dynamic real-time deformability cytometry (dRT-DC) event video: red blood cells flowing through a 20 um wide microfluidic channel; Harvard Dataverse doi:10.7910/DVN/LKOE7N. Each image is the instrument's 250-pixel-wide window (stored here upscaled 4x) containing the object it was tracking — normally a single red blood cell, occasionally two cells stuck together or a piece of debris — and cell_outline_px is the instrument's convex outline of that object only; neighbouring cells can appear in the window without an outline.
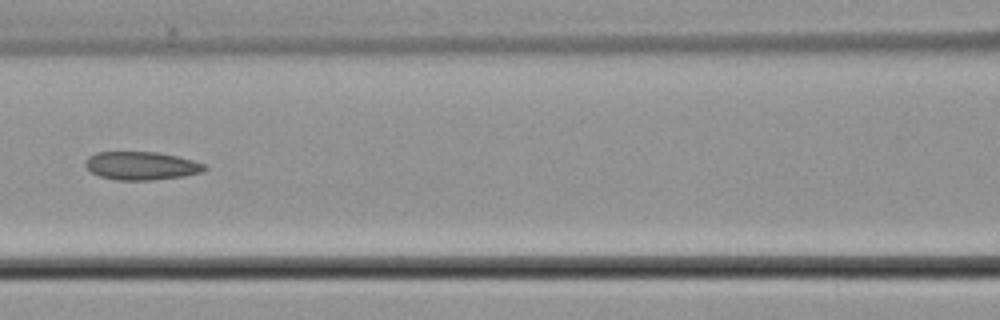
{"species": "common noctule bat (a hibernating species)", "species_latin": "Nyctalus noctula", "temperature_condition": "cold", "stored_images_in_passage": 6, "camera_frame_rate_fps": 3000, "um_per_image_px": 0.085, "animal": {"sex": "male", "body_mass_g": 21.5, "forearm_length_mm": 52.0}, "frame": {"image": 1, "passage_image": 6, "time_ms": 7.0, "image_size_px": [1000, 320], "cell_outline_px": [[208, 168], [200, 172], [184, 176], [152, 180], [116, 180], [100, 176], [92, 172], [84, 164], [84, 160], [88, 156], [96, 152], [156, 152], [176, 156], [192, 160], [204, 164]], "centroid_in_image_um": [11.98, 14.09], "position_along_channel_um": 154.6, "area_um2": 19.54}}